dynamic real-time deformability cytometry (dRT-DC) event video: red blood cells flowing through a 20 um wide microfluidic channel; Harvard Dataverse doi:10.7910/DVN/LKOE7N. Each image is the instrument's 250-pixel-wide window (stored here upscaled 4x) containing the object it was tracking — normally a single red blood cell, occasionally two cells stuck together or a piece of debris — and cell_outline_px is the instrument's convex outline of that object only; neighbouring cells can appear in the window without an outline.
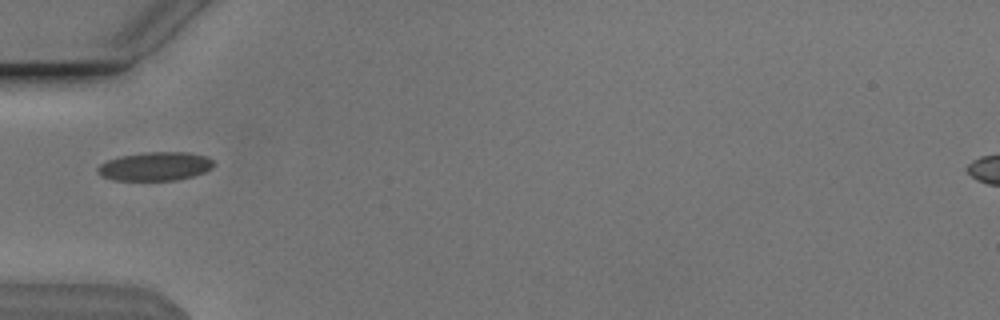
{"species": "Egyptian fruit bat (a non-hibernating species)", "species_latin": "Rousettus aegyptiacus", "temperature_condition": "cold", "stored_images_in_passage": 36, "camera_frame_rate_fps": 3000, "um_per_image_px": 0.085, "animal": {"sex": "male"}, "frame": {"image": 1, "passage_image": 1, "time_ms": 0.0, "image_size_px": [1000, 320], "cell_outline_px": [[216, 164], [212, 168], [204, 172], [192, 176], [176, 180], [112, 180], [100, 176], [96, 172], [96, 168], [100, 164], [108, 160], [120, 156], [144, 152], [188, 152], [208, 156]], "centroid_in_image_um": [13.18, 14.13], "position_along_channel_um": 71.8, "area_um2": 19.59}}
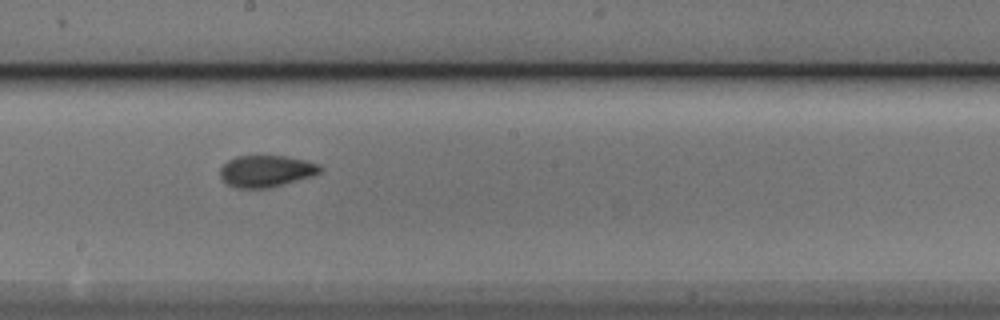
{"frame": {"image": 2, "passage_image": 13, "time_ms": 4.0, "image_size_px": [1000, 320], "cell_outline_px": [[324, 168], [320, 172], [312, 176], [268, 188], [236, 188], [228, 184], [220, 176], [220, 168], [228, 160], [236, 156], [288, 156], [320, 164]], "centroid_in_image_um": [22.64, 14.54], "position_along_channel_um": 225.6, "area_um2": 18.44}}
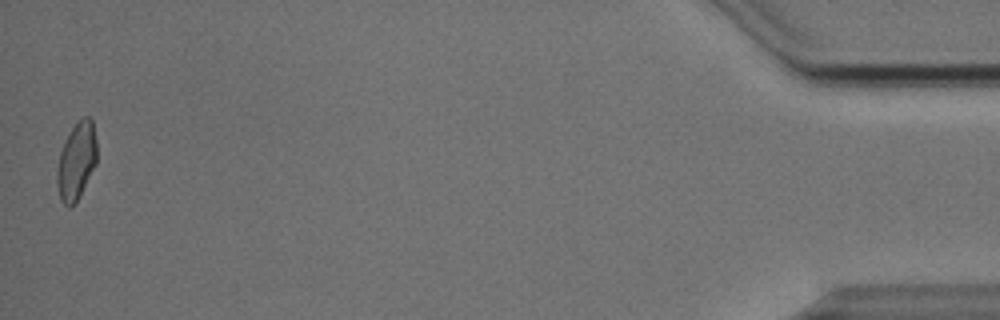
{"frame": {"image": 3, "passage_image": 36, "time_ms": 11.667, "image_size_px": [1000, 320], "cell_outline_px": [[96, 164], [76, 204], [68, 208], [60, 200], [56, 184], [56, 172], [60, 152], [72, 128], [84, 116], [88, 116], [92, 120], [96, 140]], "centroid_in_image_um": [6.49, 13.76], "position_along_channel_um": 428.7, "area_um2": 17.92}, "authors_computed_cell_mechanics": {"area_um2": 18.2648, "velocity_mm_per_s": 3.8348, "shape_relaxation_time_tau1_ms": 8.8772, "shape_relaxation_time_tau2_ms": 1.5479, "deformation_change_tau1": 0.1915, "deformation_change_tau2": 0.0652}}